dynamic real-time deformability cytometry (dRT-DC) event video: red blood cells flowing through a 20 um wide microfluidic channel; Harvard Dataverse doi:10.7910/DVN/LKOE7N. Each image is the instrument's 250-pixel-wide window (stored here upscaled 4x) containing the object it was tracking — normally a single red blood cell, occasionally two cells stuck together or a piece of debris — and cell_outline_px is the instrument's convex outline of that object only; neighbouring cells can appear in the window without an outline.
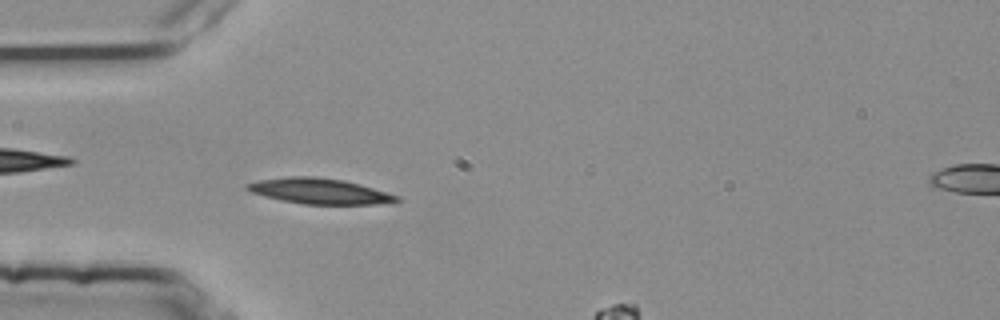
{"species": "common noctule bat (a hibernating species)", "species_latin": "Nyctalus noctula", "temperature_condition": "room temperature", "stored_images_in_passage": 11, "camera_frame_rate_fps": 3000, "um_per_image_px": 0.085, "animal": {"sex": "female", "body_mass_g": 25.1}, "frame": {"image": 1, "passage_image": 7, "time_ms": 2.0, "image_size_px": [1000, 320], "cell_outline_px": [[404, 200], [376, 204], [304, 204], [280, 200], [264, 196], [252, 192], [244, 188], [244, 184], [260, 180], [292, 176], [316, 176], [344, 180], [360, 184], [388, 192], [400, 196]], "centroid_in_image_um": [27.18, 16.24], "position_along_channel_um": 57.8, "area_um2": 22.37}}